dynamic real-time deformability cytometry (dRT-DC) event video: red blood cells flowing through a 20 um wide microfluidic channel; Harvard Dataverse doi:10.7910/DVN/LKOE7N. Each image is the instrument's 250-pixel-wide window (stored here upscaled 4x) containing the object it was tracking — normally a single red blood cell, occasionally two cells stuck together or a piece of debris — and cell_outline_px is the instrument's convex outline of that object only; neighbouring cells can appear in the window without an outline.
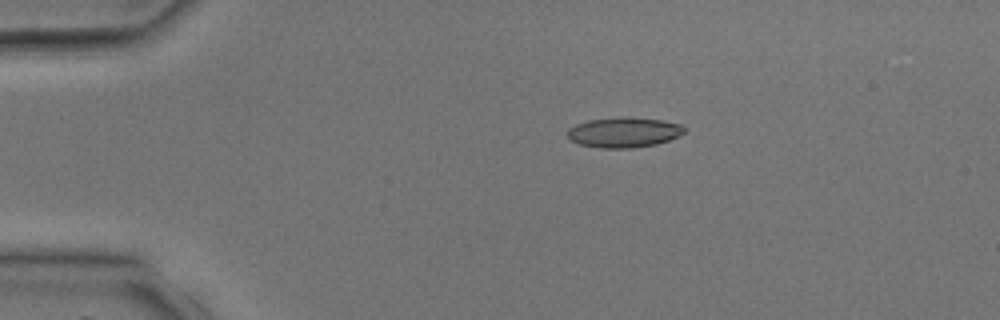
{"species": "common noctule bat (a hibernating species)", "species_latin": "Nyctalus noctula", "temperature_condition": "room temperature", "stored_images_in_passage": 3, "camera_frame_rate_fps": 3000, "um_per_image_px": 0.085, "animal": {"sex": "male", "body_mass_g": 17.9, "forearm_length_mm": 54.2}, "frame": {"image": 1, "passage_image": 2, "time_ms": 1.333, "image_size_px": [1000, 320], "cell_outline_px": [[684, 132], [680, 136], [656, 144], [632, 148], [600, 148], [580, 144], [572, 140], [568, 136], [568, 128], [576, 124], [588, 120], [624, 116], [660, 120], [680, 124], [684, 128]], "centroid_in_image_um": [53.02, 11.24], "position_along_channel_um": 32.0, "area_um2": 20.46}}